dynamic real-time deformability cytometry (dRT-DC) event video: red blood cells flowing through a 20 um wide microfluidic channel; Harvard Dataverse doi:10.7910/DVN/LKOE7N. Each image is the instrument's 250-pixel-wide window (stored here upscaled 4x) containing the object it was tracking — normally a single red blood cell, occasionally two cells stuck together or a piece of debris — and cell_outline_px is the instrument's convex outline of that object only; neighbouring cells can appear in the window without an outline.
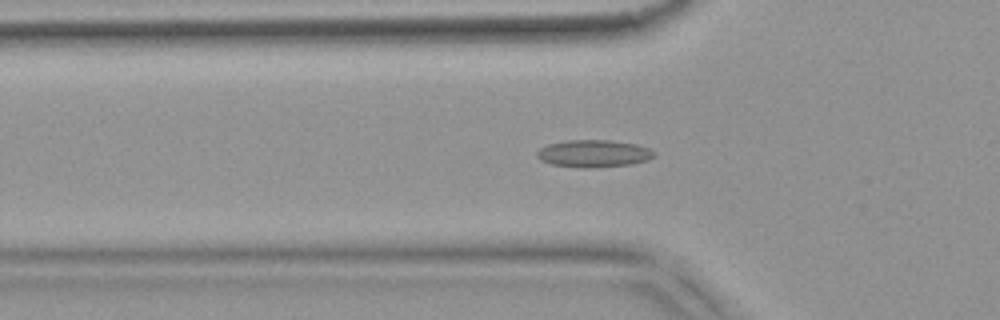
{"species": "common noctule bat (a hibernating species)", "species_latin": "Nyctalus noctula", "temperature_condition": "warm", "stored_images_in_passage": 54, "camera_frame_rate_fps": 3000, "um_per_image_px": 0.085, "animal": {"sex": "female", "body_mass_g": 18.4}, "frame": {"image": 1, "passage_image": 18, "time_ms": 5.667, "image_size_px": [1000, 320], "cell_outline_px": [[656, 156], [648, 160], [632, 164], [596, 168], [584, 168], [552, 164], [540, 160], [536, 156], [536, 152], [540, 148], [548, 144], [568, 140], [608, 140], [636, 144], [648, 148], [656, 152]], "centroid_in_image_um": [50.48, 13.06], "position_along_channel_um": 75.3, "area_um2": 18.79}}
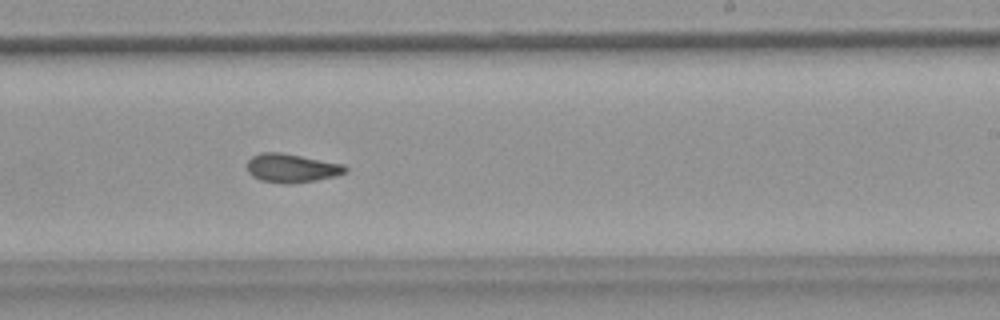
{"frame": {"image": 2, "passage_image": 33, "time_ms": 10.667, "image_size_px": [1000, 320], "cell_outline_px": [[348, 172], [336, 176], [316, 180], [292, 184], [284, 184], [260, 180], [252, 176], [248, 172], [248, 160], [252, 156], [260, 152], [280, 152], [344, 164], [348, 168]], "centroid_in_image_um": [24.8, 14.29], "position_along_channel_um": 264.2, "area_um2": 16.59}}
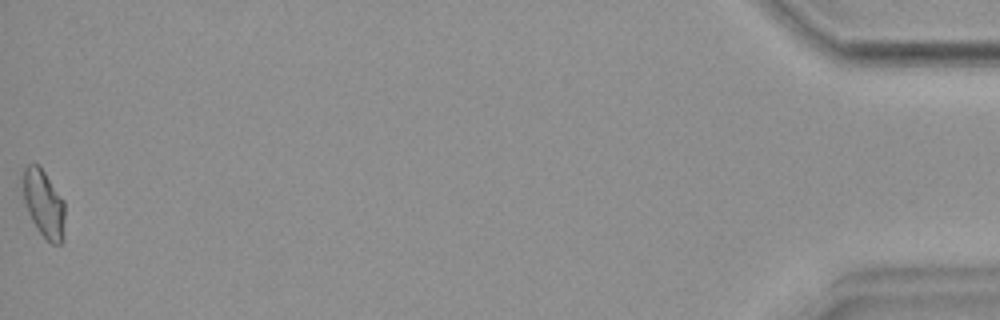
{"frame": {"image": 3, "passage_image": 54, "time_ms": 17.667, "image_size_px": [1000, 320], "cell_outline_px": [[64, 240], [60, 244], [52, 244], [36, 228], [24, 204], [24, 168], [28, 164], [40, 164], [64, 200]], "centroid_in_image_um": [3.75, 17.31], "position_along_channel_um": 431.5, "area_um2": 16.53}, "authors_computed_cell_mechanics": {"area_um2": 16.6753, "velocity_mm_per_s": 3.7873, "shape_relaxation_time_tau1_ms": null, "shape_relaxation_time_tau2_ms": 3.5322, "deformation_change_tau1": null, "deformation_change_tau2": 0.1011}}